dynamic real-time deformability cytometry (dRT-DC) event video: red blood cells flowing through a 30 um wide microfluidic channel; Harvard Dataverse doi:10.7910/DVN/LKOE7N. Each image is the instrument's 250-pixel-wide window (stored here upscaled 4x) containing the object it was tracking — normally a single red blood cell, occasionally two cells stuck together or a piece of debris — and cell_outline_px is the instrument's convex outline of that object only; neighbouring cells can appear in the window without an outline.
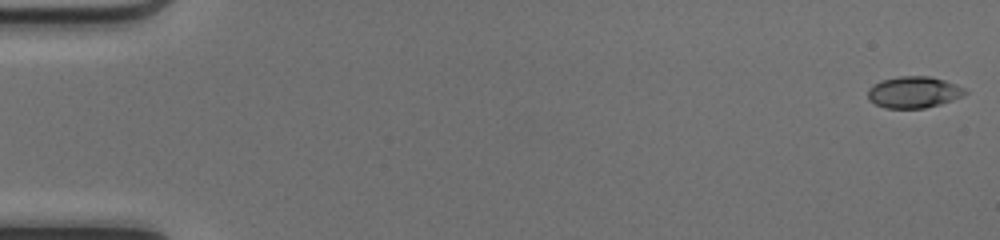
{"species": "common noctule bat (a hibernating species)", "species_latin": "Nyctalus noctula", "temperature_condition": "cold", "stored_images_in_passage": 50, "camera_frame_rate_fps": 3000, "um_per_image_px": 0.085, "animal": {"sex": "female", "body_mass_g": 17.0, "forearm_length_mm": 48.0}, "frame": {"image": 1, "passage_image": 1, "time_ms": 0.0, "image_size_px": [1000, 240], "cell_outline_px": [[968, 92], [952, 100], [940, 104], [924, 108], [884, 108], [868, 100], [868, 88], [872, 84], [880, 80], [900, 76], [928, 76], [944, 80], [956, 84], [964, 88]], "centroid_in_image_um": [77.62, 7.83], "position_along_channel_um": 7.4, "area_um2": 17.86}}
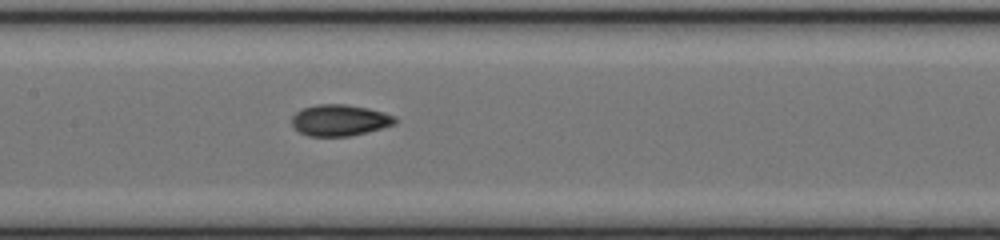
{"frame": {"image": 2, "passage_image": 25, "time_ms": 8.0, "image_size_px": [1000, 240], "cell_outline_px": [[396, 124], [368, 132], [348, 136], [308, 136], [300, 132], [292, 124], [292, 116], [296, 112], [304, 108], [316, 104], [344, 104], [368, 108], [396, 116]], "centroid_in_image_um": [28.89, 10.22], "position_along_channel_um": 178.5, "area_um2": 18.79}}
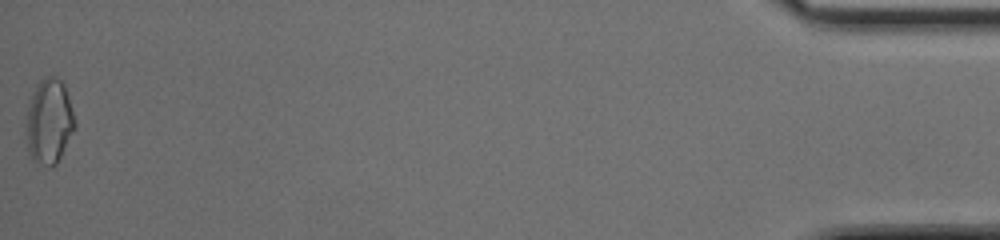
{"frame": {"image": 3, "passage_image": 50, "time_ms": 16.333, "image_size_px": [1000, 240], "cell_outline_px": [[76, 128], [56, 164], [48, 168], [32, 160], [28, 152], [28, 104], [36, 84], [44, 76], [56, 76], [64, 84], [76, 120]], "centroid_in_image_um": [4.21, 10.32], "position_along_channel_um": 431.0, "area_um2": 24.04}, "authors_computed_cell_mechanics": {"area_um2": 18.4093, "velocity_mm_per_s": 4.2097, "shape_relaxation_time_tau1_ms": 6.6311, "shape_relaxation_time_tau2_ms": 1.7159, "deformation_change_tau1": 0.1729, "deformation_change_tau2": 0.0636}}